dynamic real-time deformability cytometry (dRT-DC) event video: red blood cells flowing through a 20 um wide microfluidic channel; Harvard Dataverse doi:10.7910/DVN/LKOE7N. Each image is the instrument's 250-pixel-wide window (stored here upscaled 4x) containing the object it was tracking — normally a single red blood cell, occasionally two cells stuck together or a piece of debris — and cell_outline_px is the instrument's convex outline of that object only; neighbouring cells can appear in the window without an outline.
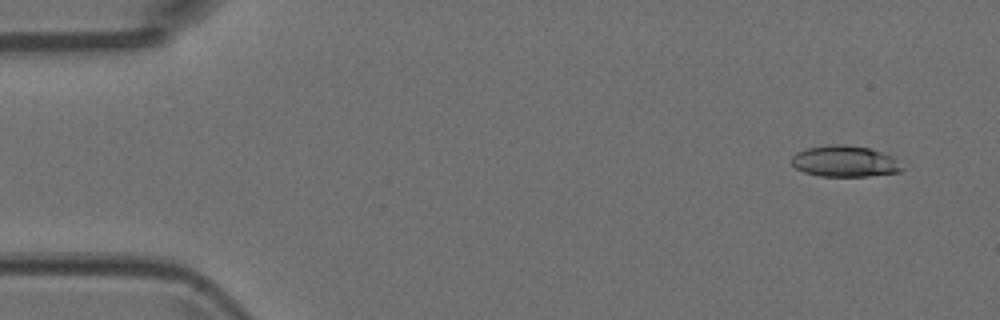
{"species": "Egyptian fruit bat (a non-hibernating species)", "species_latin": "Rousettus aegyptiacus", "temperature_condition": "room temperature", "stored_images_in_passage": 4, "camera_frame_rate_fps": 3000, "um_per_image_px": 0.085, "animal": {"sex": "female"}, "frame": {"image": 1, "passage_image": 1, "time_ms": 0.0, "image_size_px": [1000, 320], "cell_outline_px": [[904, 168], [900, 172], [868, 176], [820, 176], [804, 172], [796, 168], [792, 164], [792, 156], [796, 152], [808, 148], [828, 144], [844, 144], [868, 148], [892, 156]], "centroid_in_image_um": [71.79, 13.71], "position_along_channel_um": 13.2, "area_um2": 20.0}}
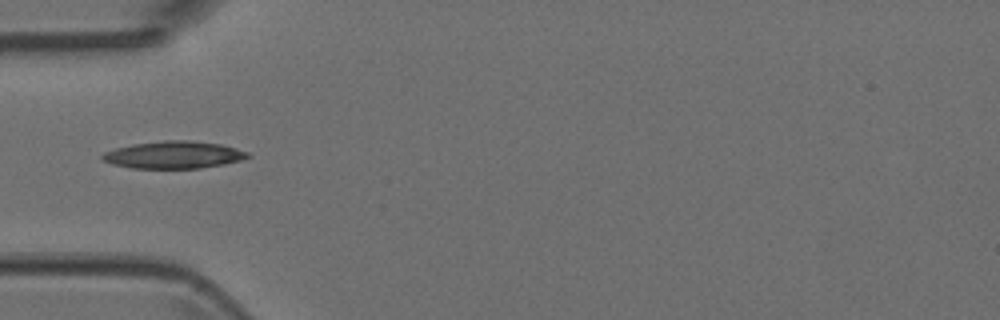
{"frame": {"image": 2, "passage_image": 4, "time_ms": 1.0, "image_size_px": [1000, 320], "cell_outline_px": [[252, 156], [240, 160], [224, 164], [200, 168], [132, 168], [112, 164], [100, 160], [100, 156], [104, 152], [116, 148], [132, 144], [164, 140], [188, 140], [220, 144], [236, 148], [248, 152]], "centroid_in_image_um": [14.74, 13.16], "position_along_channel_um": 70.3, "area_um2": 23.18}}